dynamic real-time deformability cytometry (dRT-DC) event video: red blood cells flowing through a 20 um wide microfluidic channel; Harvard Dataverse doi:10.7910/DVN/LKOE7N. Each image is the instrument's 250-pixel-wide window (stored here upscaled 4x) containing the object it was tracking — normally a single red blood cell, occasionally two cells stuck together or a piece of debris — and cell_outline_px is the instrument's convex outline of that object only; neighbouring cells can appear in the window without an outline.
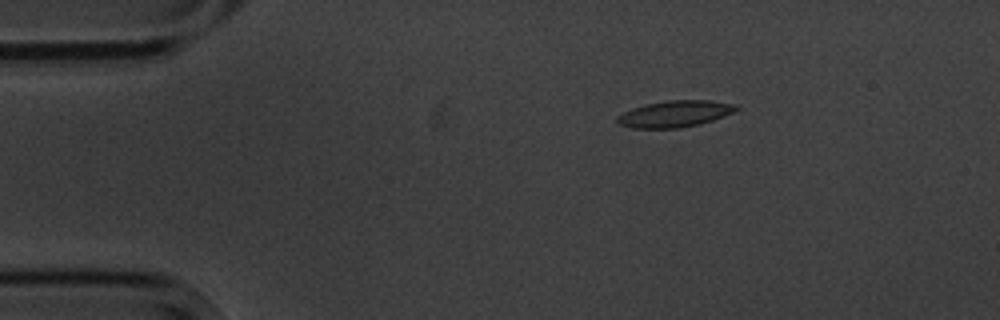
{"species": "common noctule bat (a hibernating species)", "species_latin": "Nyctalus noctula", "temperature_condition": "cold", "stored_images_in_passage": 4, "camera_frame_rate_fps": 3000, "um_per_image_px": 0.085, "animal": {"sex": "male", "body_mass_g": 20.1, "forearm_length_mm": 53.5}, "frame": {"image": 1, "passage_image": 1, "time_ms": 0.0, "image_size_px": [1000, 320], "cell_outline_px": [[740, 108], [724, 116], [700, 124], [680, 128], [632, 128], [616, 124], [616, 116], [632, 108], [648, 104], [668, 100], [708, 100], [736, 104]], "centroid_in_image_um": [57.34, 9.68], "position_along_channel_um": 27.7, "area_um2": 18.38}}